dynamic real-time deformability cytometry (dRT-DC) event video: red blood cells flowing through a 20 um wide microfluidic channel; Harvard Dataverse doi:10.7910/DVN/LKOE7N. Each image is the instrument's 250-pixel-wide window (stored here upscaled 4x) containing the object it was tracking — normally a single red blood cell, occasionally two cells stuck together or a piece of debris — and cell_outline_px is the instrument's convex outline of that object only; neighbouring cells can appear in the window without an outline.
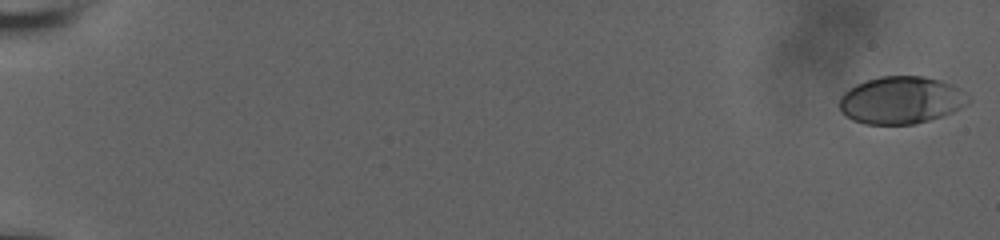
{"species": "human", "species_latin": "Homo sapiens", "temperature_condition": "room temperature", "stored_images_in_passage": 49, "camera_frame_rate_fps": 3000, "um_per_image_px": 0.085, "donor": {"sex": "male"}, "frame": {"image": 1, "passage_image": 1, "time_ms": 0.0, "image_size_px": [1000, 240], "cell_outline_px": [[968, 104], [952, 112], [916, 124], [864, 124], [852, 120], [840, 108], [840, 96], [844, 92], [856, 84], [880, 76], [924, 76], [940, 80], [952, 84], [960, 88], [968, 96]], "centroid_in_image_um": [76.6, 8.51], "position_along_channel_um": 8.4, "area_um2": 35.43}}
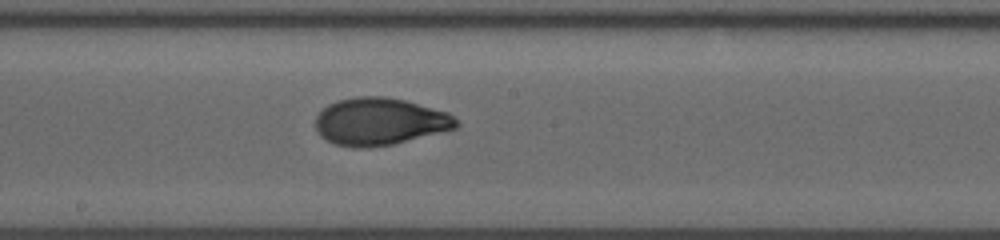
{"frame": {"image": 2, "passage_image": 27, "time_ms": 11.333, "image_size_px": [1000, 240], "cell_outline_px": [[460, 124], [456, 128], [392, 144], [364, 148], [352, 148], [336, 144], [320, 136], [316, 128], [316, 116], [328, 104], [340, 100], [356, 96], [384, 96], [404, 100], [448, 112]], "centroid_in_image_um": [32.26, 10.33], "position_along_channel_um": 215.9, "area_um2": 38.55}}
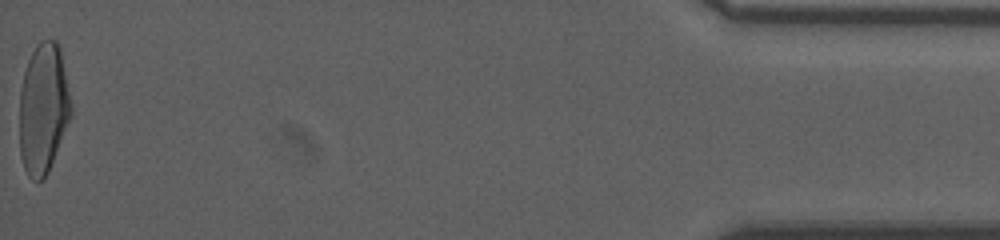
{"frame": {"image": 3, "passage_image": 49, "time_ms": 19.333, "image_size_px": [1000, 240], "cell_outline_px": [[72, 116], [48, 172], [40, 180], [32, 180], [28, 176], [24, 168], [20, 156], [20, 92], [24, 72], [28, 60], [36, 44], [40, 40], [56, 40], [60, 48], [72, 104]], "centroid_in_image_um": [3.69, 9.22], "position_along_channel_um": 431.5, "area_um2": 39.36}, "authors_computed_cell_mechanics": {"area_um2": 37.5122, "velocity_mm_per_s": 3.7709, "shape_relaxation_time_tau1_ms": 5.0479, "shape_relaxation_time_tau2_ms": 0.8605, "deformation_change_tau1": 0.2132, "deformation_change_tau2": 0.0542}}